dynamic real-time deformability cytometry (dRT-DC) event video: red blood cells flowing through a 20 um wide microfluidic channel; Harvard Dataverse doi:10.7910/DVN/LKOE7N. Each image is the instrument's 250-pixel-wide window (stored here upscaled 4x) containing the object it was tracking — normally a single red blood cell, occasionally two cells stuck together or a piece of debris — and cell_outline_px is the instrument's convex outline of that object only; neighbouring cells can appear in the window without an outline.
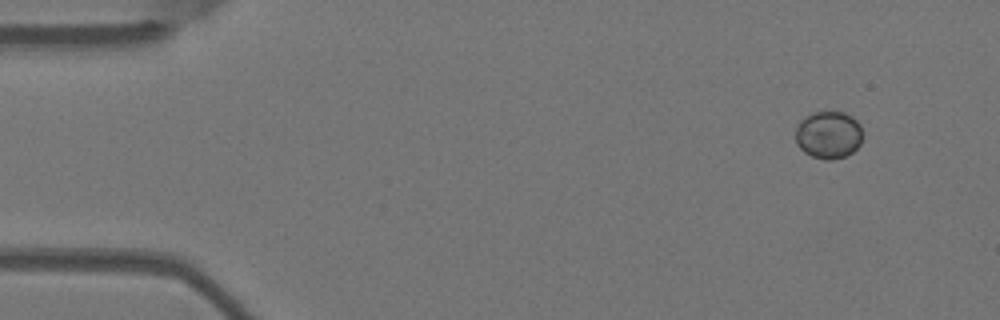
{"species": "Egyptian fruit bat (a non-hibernating species)", "species_latin": "Rousettus aegyptiacus", "temperature_condition": "warm", "stored_images_in_passage": 4, "camera_frame_rate_fps": 3000, "um_per_image_px": 0.085, "animal": {"sex": "female"}, "frame": {"image": 1, "passage_image": 1, "time_ms": 0.0, "image_size_px": [1000, 320], "cell_outline_px": [[860, 144], [852, 152], [844, 156], [832, 160], [824, 160], [812, 156], [804, 152], [796, 144], [796, 128], [800, 120], [804, 116], [812, 112], [844, 112], [852, 116], [860, 124]], "centroid_in_image_um": [70.39, 11.46], "position_along_channel_um": 14.6, "area_um2": 18.55}}
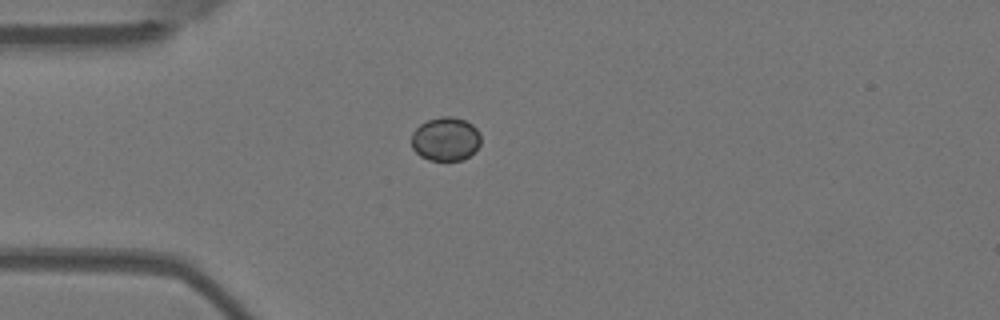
{"frame": {"image": 2, "passage_image": 4, "time_ms": 1.0, "image_size_px": [1000, 320], "cell_outline_px": [[480, 144], [468, 156], [460, 160], [428, 160], [420, 156], [412, 148], [412, 132], [420, 124], [428, 120], [440, 116], [452, 116], [464, 120], [472, 124], [480, 132]], "centroid_in_image_um": [37.86, 11.8], "position_along_channel_um": 47.1, "area_um2": 17.63}}